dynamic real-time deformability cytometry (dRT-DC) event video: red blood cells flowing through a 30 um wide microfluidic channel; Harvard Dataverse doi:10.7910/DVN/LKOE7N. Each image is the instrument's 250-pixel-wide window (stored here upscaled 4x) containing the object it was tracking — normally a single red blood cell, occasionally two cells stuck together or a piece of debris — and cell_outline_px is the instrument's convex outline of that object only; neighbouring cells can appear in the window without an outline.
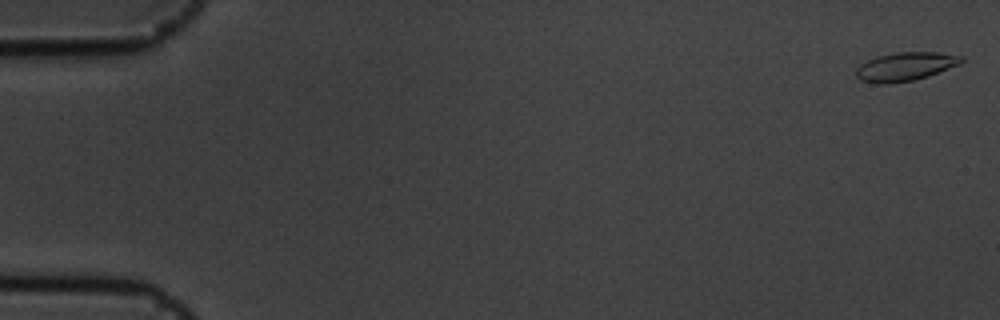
{"species": "common noctule bat (a hibernating species)", "species_latin": "Nyctalus noctula", "temperature_condition": "cold", "stored_images_in_passage": 56, "camera_frame_rate_fps": 3000, "um_per_image_px": 0.085, "animal": {"sex": "male", "body_mass_g": 19.5, "forearm_length_mm": 54.6}, "frame": {"image": 1, "passage_image": 1, "time_ms": 0.0, "image_size_px": [1000, 320], "cell_outline_px": [[964, 60], [960, 64], [928, 76], [912, 80], [888, 84], [880, 84], [860, 80], [856, 76], [856, 68], [860, 64], [876, 56], [896, 52], [936, 52], [964, 56]], "centroid_in_image_um": [76.95, 5.65], "position_along_channel_um": 8.1, "area_um2": 17.57}}
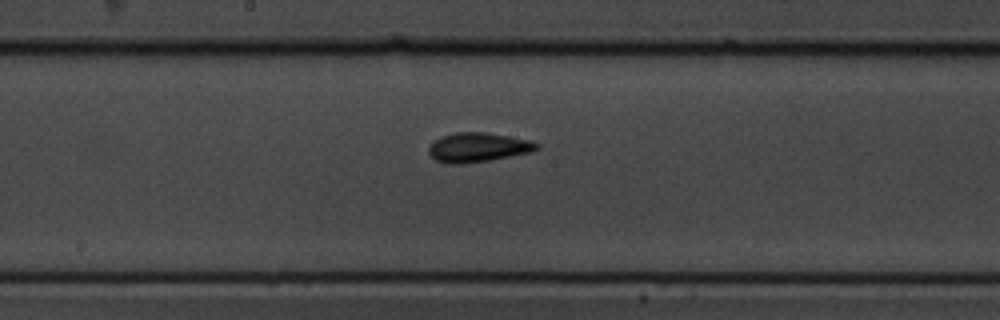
{"frame": {"image": 2, "passage_image": 30, "time_ms": 9.667, "image_size_px": [1000, 320], "cell_outline_px": [[540, 148], [532, 152], [488, 160], [460, 164], [448, 164], [436, 160], [428, 152], [428, 148], [432, 140], [440, 136], [456, 132], [488, 132], [532, 140], [540, 144]], "centroid_in_image_um": [40.63, 12.51], "position_along_channel_um": 207.6, "area_um2": 18.73}}
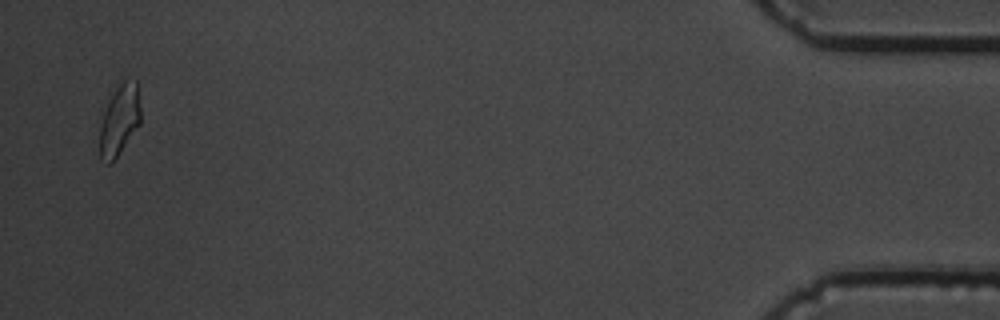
{"frame": {"image": 3, "passage_image": 55, "time_ms": 18.0, "image_size_px": [1000, 320], "cell_outline_px": [[140, 124], [112, 164], [108, 164], [100, 160], [100, 108], [116, 88], [124, 80], [136, 80], [140, 108]], "centroid_in_image_um": [10.1, 10.22], "position_along_channel_um": 425.1, "area_um2": 17.4}, "authors_computed_cell_mechanics": {"area_um2": 17.1088, "velocity_mm_per_s": 3.5874, "shape_relaxation_time_tau1_ms": 5.8562, "shape_relaxation_time_tau2_ms": 3.3255, "deformation_change_tau1": 0.1492, "deformation_change_tau2": 0.0875}}